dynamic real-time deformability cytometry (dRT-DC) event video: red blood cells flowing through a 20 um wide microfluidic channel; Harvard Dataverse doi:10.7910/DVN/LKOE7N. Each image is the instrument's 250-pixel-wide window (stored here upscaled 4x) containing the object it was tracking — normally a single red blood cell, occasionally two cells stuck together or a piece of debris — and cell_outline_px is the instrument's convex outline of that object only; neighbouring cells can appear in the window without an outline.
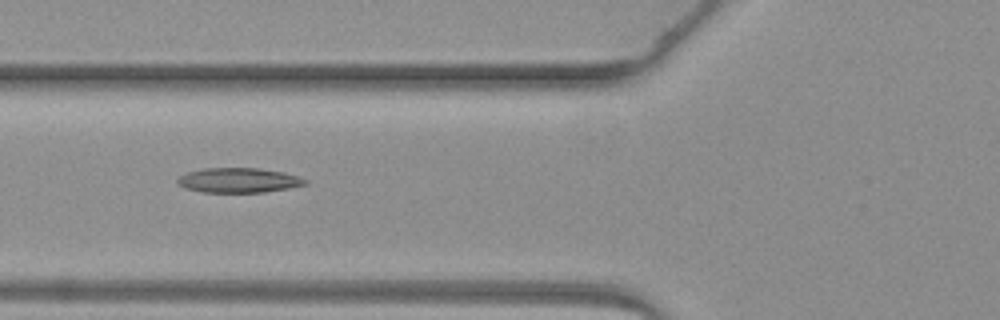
{"species": "common noctule bat (a hibernating species)", "species_latin": "Nyctalus noctula", "temperature_condition": "warm", "stored_images_in_passage": 6, "camera_frame_rate_fps": 3000, "um_per_image_px": 0.085, "animal": {"sex": "female", "body_mass_g": 19.3, "forearm_length_mm": 54.1}, "frame": {"image": 1, "passage_image": 6, "time_ms": 6.0, "image_size_px": [1000, 320], "cell_outline_px": [[308, 184], [288, 188], [264, 192], [204, 192], [184, 188], [176, 180], [180, 176], [188, 172], [204, 168], [260, 168], [284, 172], [308, 180]], "centroid_in_image_um": [20.3, 15.32], "position_along_channel_um": 105.5, "area_um2": 18.32}}